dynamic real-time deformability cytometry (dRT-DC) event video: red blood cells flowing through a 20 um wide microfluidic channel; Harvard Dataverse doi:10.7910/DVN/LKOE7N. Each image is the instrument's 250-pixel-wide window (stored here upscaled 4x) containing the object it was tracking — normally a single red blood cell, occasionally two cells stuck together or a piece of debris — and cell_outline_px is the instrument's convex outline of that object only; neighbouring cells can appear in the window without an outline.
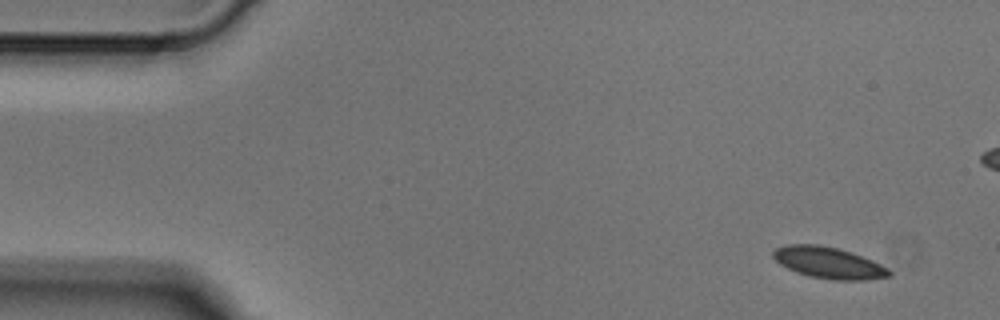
{"species": "Egyptian fruit bat (a non-hibernating species)", "species_latin": "Rousettus aegyptiacus", "temperature_condition": "cold", "stored_images_in_passage": 7, "camera_frame_rate_fps": 3000, "um_per_image_px": 0.085, "animal": {"sex": "male"}, "frame": {"image": 1, "passage_image": 1, "time_ms": 0.0, "image_size_px": [1000, 320], "cell_outline_px": [[892, 276], [864, 280], [832, 280], [808, 276], [796, 272], [780, 264], [772, 256], [772, 252], [776, 248], [784, 244], [816, 244], [840, 248], [852, 252], [872, 260], [888, 268], [892, 272]], "centroid_in_image_um": [70.43, 22.33], "position_along_channel_um": 14.6, "area_um2": 21.44}}
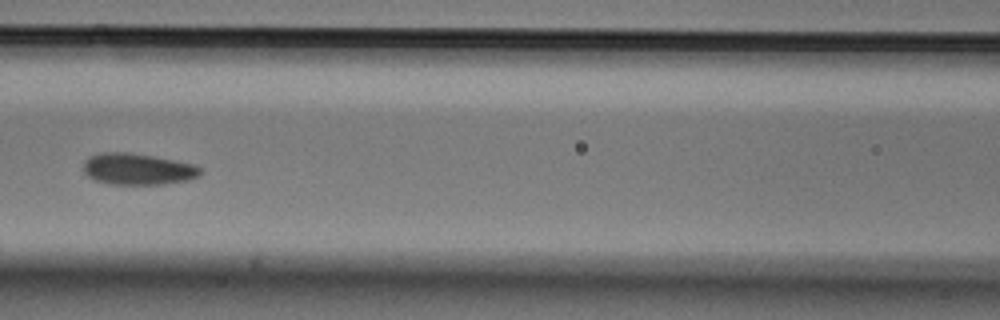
{"frame": {"image": 2, "passage_image": 6, "time_ms": 1.667, "image_size_px": [1000, 320], "cell_outline_px": [[200, 176], [188, 180], [164, 184], [112, 184], [96, 180], [88, 176], [84, 172], [84, 160], [88, 156], [100, 152], [132, 152], [192, 164], [200, 168]], "centroid_in_image_um": [11.67, 14.36], "position_along_channel_um": 154.9, "area_um2": 21.33}}
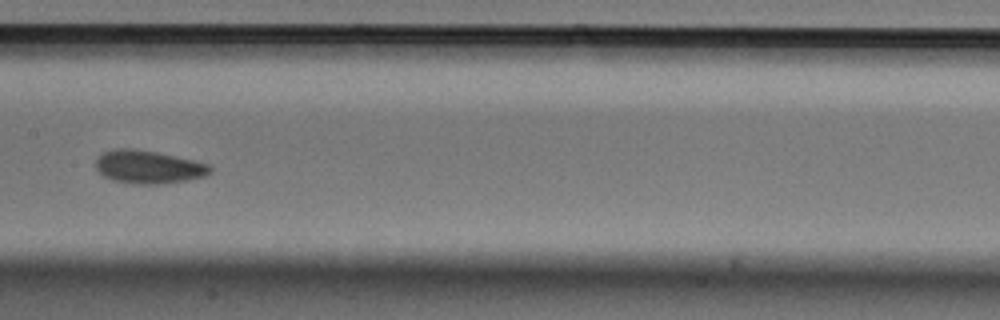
{"frame": {"image": 3, "passage_image": 7, "time_ms": 2.0, "image_size_px": [1000, 320], "cell_outline_px": [[212, 172], [204, 176], [188, 180], [156, 184], [136, 184], [112, 180], [104, 176], [96, 168], [96, 160], [104, 152], [116, 148], [136, 148], [176, 156], [208, 164], [212, 168]], "centroid_in_image_um": [12.62, 14.19], "position_along_channel_um": 194.8, "area_um2": 21.96}}